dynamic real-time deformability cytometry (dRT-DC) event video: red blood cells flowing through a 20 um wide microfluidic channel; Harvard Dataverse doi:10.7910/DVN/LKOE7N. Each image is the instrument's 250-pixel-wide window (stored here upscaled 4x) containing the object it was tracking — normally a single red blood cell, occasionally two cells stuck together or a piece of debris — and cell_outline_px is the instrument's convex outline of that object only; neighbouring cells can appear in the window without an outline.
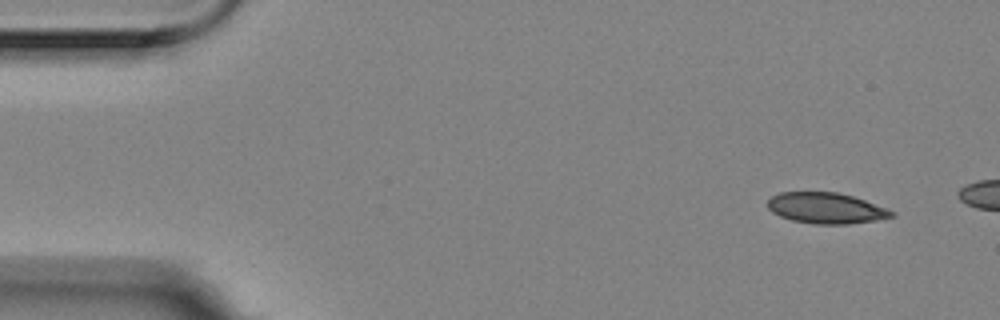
{"species": "Egyptian fruit bat (a non-hibernating species)", "species_latin": "Rousettus aegyptiacus", "temperature_condition": "room temperature", "stored_images_in_passage": 3, "camera_frame_rate_fps": 3000, "um_per_image_px": 0.085, "animal": {"sex": "female"}, "frame": {"image": 1, "passage_image": 1, "time_ms": 0.0, "image_size_px": [1000, 320], "cell_outline_px": [[896, 216], [876, 220], [848, 224], [812, 224], [792, 220], [780, 216], [772, 212], [768, 208], [768, 200], [772, 196], [780, 192], [836, 192], [852, 196], [864, 200], [896, 212]], "centroid_in_image_um": [70.21, 17.69], "position_along_channel_um": 14.8, "area_um2": 22.25}}